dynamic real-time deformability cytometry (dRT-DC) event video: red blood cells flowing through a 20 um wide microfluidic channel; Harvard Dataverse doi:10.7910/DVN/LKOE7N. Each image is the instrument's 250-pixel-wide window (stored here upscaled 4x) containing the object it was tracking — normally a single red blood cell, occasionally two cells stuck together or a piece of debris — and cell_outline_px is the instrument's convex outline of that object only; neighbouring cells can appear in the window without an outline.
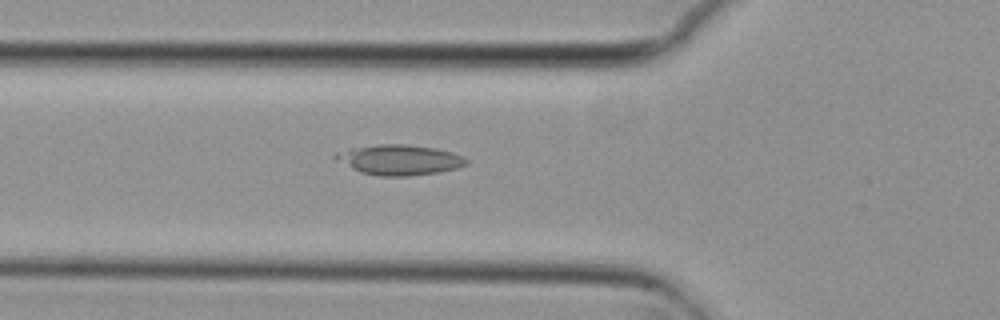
{"species": "common noctule bat (a hibernating species)", "species_latin": "Nyctalus noctula", "temperature_condition": "cold", "stored_images_in_passage": 48, "camera_frame_rate_fps": 3000, "um_per_image_px": 0.085, "animal": {"sex": "female", "body_mass_g": 29.2, "forearm_length_mm": 56.3}, "frame": {"image": 1, "passage_image": 12, "time_ms": 3.667, "image_size_px": [1000, 320], "cell_outline_px": [[468, 164], [456, 168], [436, 172], [408, 176], [380, 176], [360, 172], [352, 168], [332, 156], [336, 152], [348, 148], [376, 144], [404, 144], [436, 148], [452, 152], [464, 156], [468, 160]], "centroid_in_image_um": [33.95, 13.57], "position_along_channel_um": 91.9, "area_um2": 23.0}}
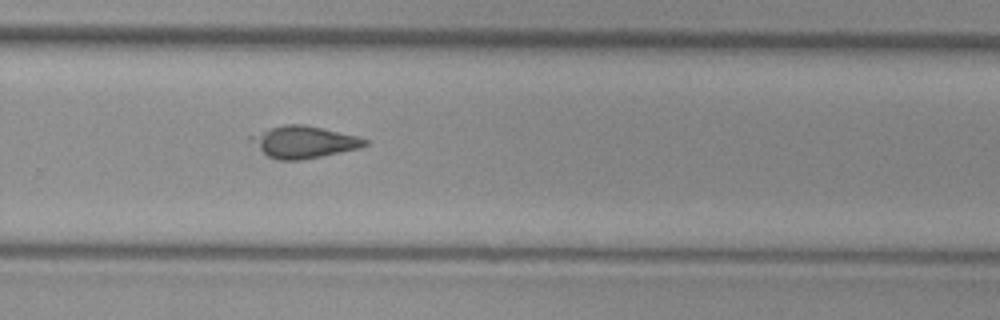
{"frame": {"image": 2, "passage_image": 29, "time_ms": 9.333, "image_size_px": [1000, 320], "cell_outline_px": [[368, 144], [360, 148], [300, 160], [276, 160], [268, 156], [248, 140], [248, 136], [284, 124], [304, 124], [324, 128], [356, 136], [368, 140]], "centroid_in_image_um": [25.81, 12.07], "position_along_channel_um": 304.0, "area_um2": 21.04}}
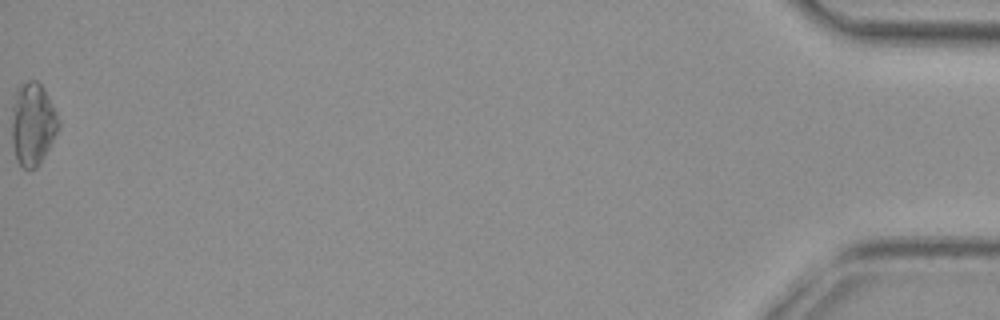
{"frame": {"image": 3, "passage_image": 48, "time_ms": 15.667, "image_size_px": [1000, 320], "cell_outline_px": [[60, 124], [44, 156], [36, 168], [24, 168], [16, 160], [12, 144], [12, 108], [16, 88], [20, 84], [28, 80], [36, 80], [44, 88], [60, 120]], "centroid_in_image_um": [2.76, 10.51], "position_along_channel_um": 432.4, "area_um2": 22.43}, "authors_computed_cell_mechanics": {"area_um2": 20.7213, "velocity_mm_per_s": 3.7466, "shape_relaxation_time_tau1_ms": 10.1625, "shape_relaxation_time_tau2_ms": 2.1308, "deformation_change_tau1": 0.1327, "deformation_change_tau2": 0.0521}}